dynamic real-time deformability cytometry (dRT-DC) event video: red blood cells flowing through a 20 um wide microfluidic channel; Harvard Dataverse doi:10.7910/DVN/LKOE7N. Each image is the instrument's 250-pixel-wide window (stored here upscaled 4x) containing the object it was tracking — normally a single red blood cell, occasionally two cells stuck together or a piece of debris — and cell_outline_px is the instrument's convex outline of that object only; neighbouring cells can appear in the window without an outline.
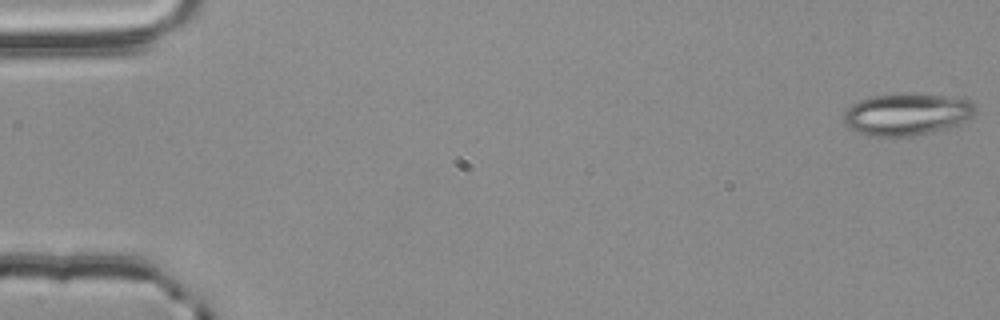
{"species": "common noctule bat (a hibernating species)", "species_latin": "Nyctalus noctula", "temperature_condition": "room temperature", "stored_images_in_passage": 5, "camera_frame_rate_fps": 3000, "um_per_image_px": 0.085, "animal": {"sex": "male", "body_mass_g": 20.4}, "frame": {"image": 1, "passage_image": 1, "time_ms": 0.0, "image_size_px": [1000, 320], "cell_outline_px": [[976, 108], [972, 116], [960, 124], [948, 128], [908, 136], [868, 136], [852, 128], [844, 120], [844, 112], [852, 104], [868, 96], [904, 92], [948, 96], [968, 100]], "centroid_in_image_um": [77.08, 9.68], "position_along_channel_um": 7.9, "area_um2": 32.14}}
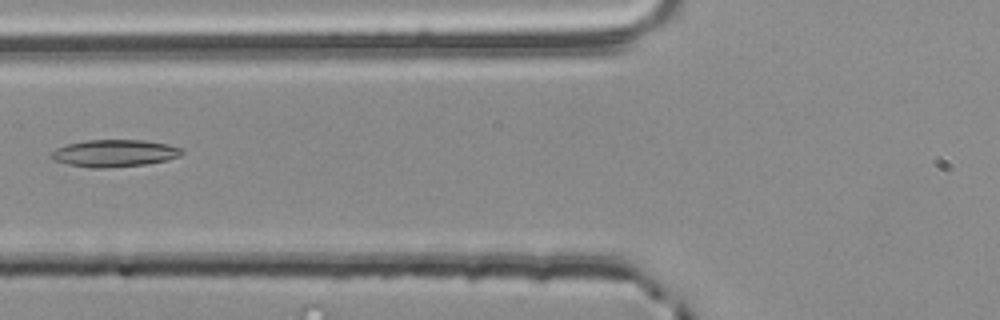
{"frame": {"image": 2, "passage_image": 5, "time_ms": 1.333, "image_size_px": [1000, 320], "cell_outline_px": [[184, 152], [180, 156], [168, 160], [148, 164], [108, 168], [92, 168], [68, 164], [56, 160], [52, 156], [52, 152], [56, 148], [68, 144], [88, 140], [144, 140], [168, 144], [180, 148]], "centroid_in_image_um": [9.78, 13.03], "position_along_channel_um": 116.0, "area_um2": 20.58}}